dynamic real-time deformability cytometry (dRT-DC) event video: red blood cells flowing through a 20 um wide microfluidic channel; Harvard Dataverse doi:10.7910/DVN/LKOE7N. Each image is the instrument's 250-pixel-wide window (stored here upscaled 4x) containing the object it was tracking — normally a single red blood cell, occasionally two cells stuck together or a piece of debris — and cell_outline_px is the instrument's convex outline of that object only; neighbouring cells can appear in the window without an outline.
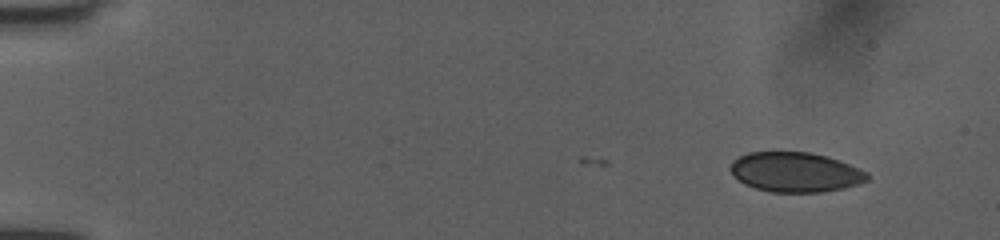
{"species": "human", "species_latin": "Homo sapiens", "temperature_condition": "room temperature", "stored_images_in_passage": 14, "camera_frame_rate_fps": 3000, "um_per_image_px": 0.085, "donor": {"sex": "female"}, "frame": {"image": 1, "passage_image": 1, "time_ms": 0.0, "image_size_px": [1000, 240], "cell_outline_px": [[868, 180], [856, 184], [840, 188], [820, 192], [772, 192], [756, 188], [740, 180], [732, 172], [732, 164], [740, 156], [748, 152], [808, 152], [824, 156], [848, 164], [864, 172], [868, 176]], "centroid_in_image_um": [67.59, 14.63], "position_along_channel_um": 17.4, "area_um2": 30.69}}
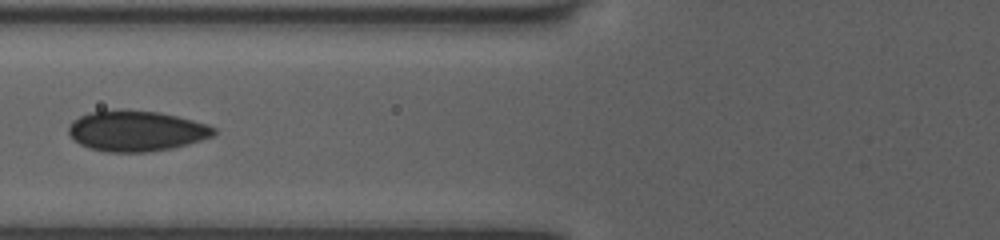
{"frame": {"image": 2, "passage_image": 8, "time_ms": 2.333, "image_size_px": [1000, 240], "cell_outline_px": [[216, 132], [212, 136], [200, 140], [172, 148], [144, 152], [104, 152], [88, 148], [80, 144], [68, 132], [68, 128], [72, 120], [88, 112], [120, 108], [160, 112], [208, 124], [216, 128]], "centroid_in_image_um": [11.55, 11.11], "position_along_channel_um": 114.2, "area_um2": 34.56}}
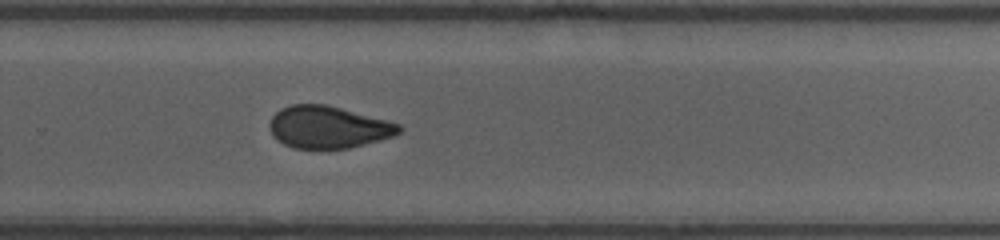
{"frame": {"image": 3, "passage_image": 14, "time_ms": 4.333, "image_size_px": [1000, 240], "cell_outline_px": [[404, 128], [400, 132], [392, 136], [348, 148], [292, 148], [284, 144], [272, 136], [268, 124], [272, 116], [280, 108], [292, 104], [328, 104], [388, 120], [400, 124]], "centroid_in_image_um": [27.88, 10.79], "position_along_channel_um": 301.9, "area_um2": 31.91}}